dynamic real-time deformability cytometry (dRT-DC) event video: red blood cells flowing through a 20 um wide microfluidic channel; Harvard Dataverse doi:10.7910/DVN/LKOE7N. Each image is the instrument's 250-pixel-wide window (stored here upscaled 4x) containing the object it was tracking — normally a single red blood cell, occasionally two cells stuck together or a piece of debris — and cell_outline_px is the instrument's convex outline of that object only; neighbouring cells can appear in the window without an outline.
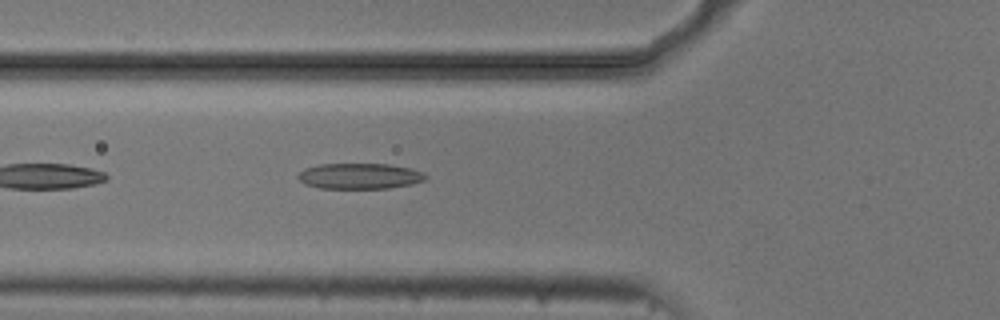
{"species": "common noctule bat (a hibernating species)", "species_latin": "Nyctalus noctula", "temperature_condition": "cold", "stored_images_in_passage": 39, "camera_frame_rate_fps": 3000, "um_per_image_px": 0.085, "animal": {"sex": "male", "body_mass_g": 20.5, "forearm_length_mm": 52.5}, "frame": {"image": 1, "passage_image": 5, "time_ms": 1.333, "image_size_px": [1000, 320], "cell_outline_px": [[428, 176], [424, 180], [412, 184], [388, 188], [320, 188], [304, 184], [296, 176], [304, 168], [320, 164], [388, 164], [412, 168], [424, 172]], "centroid_in_image_um": [30.58, 14.96], "position_along_channel_um": 95.2, "area_um2": 19.19}}
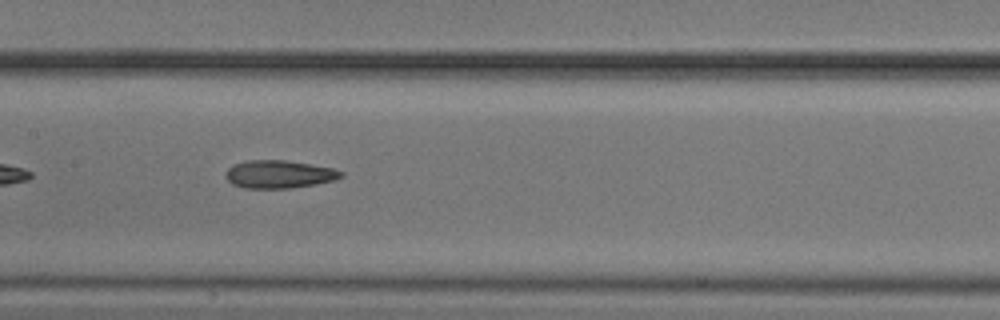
{"frame": {"image": 2, "passage_image": 12, "time_ms": 3.667, "image_size_px": [1000, 320], "cell_outline_px": [[344, 176], [336, 180], [316, 184], [292, 188], [244, 188], [232, 184], [228, 180], [228, 168], [232, 164], [248, 160], [284, 160], [332, 168], [344, 172]], "centroid_in_image_um": [23.75, 14.81], "position_along_channel_um": 183.6, "area_um2": 18.67}}
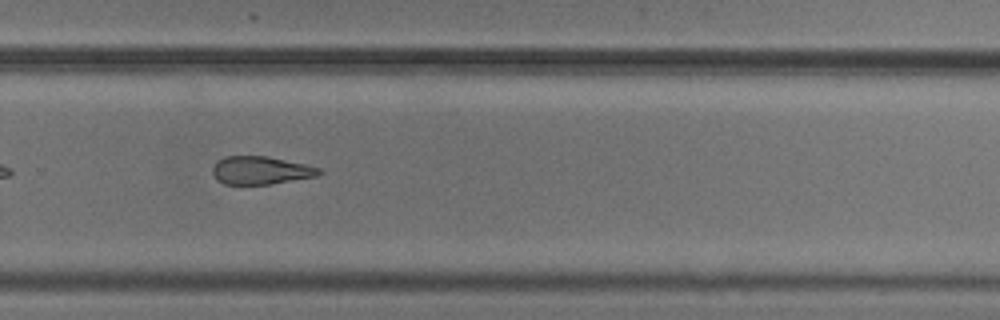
{"frame": {"image": 3, "passage_image": 22, "time_ms": 7.0, "image_size_px": [1000, 320], "cell_outline_px": [[324, 172], [316, 176], [272, 184], [224, 184], [216, 180], [212, 172], [212, 168], [216, 160], [224, 156], [268, 156], [304, 164], [320, 168]], "centroid_in_image_um": [22.13, 14.48], "position_along_channel_um": 307.7, "area_um2": 17.51}, "authors_computed_cell_mechanics": {"area_um2": 18.9584, "velocity_mm_per_s": 3.7412, "shape_relaxation_time_tau1_ms": 4.5902, "shape_relaxation_time_tau2_ms": 3.5242, "deformation_change_tau1": 0.1276, "deformation_change_tau2": 0.1332}}